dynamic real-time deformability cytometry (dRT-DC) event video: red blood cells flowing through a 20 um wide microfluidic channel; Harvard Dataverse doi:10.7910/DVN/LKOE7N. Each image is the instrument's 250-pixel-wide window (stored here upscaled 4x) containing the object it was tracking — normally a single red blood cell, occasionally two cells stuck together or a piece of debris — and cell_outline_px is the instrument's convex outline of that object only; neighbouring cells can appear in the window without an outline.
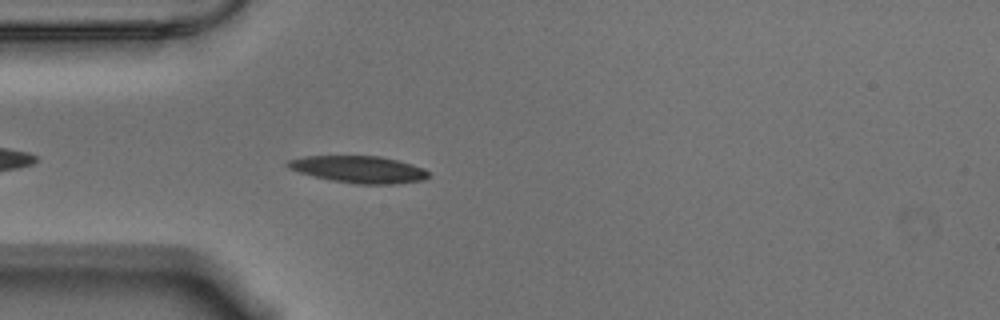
{"species": "Egyptian fruit bat (a non-hibernating species)", "species_latin": "Rousettus aegyptiacus", "temperature_condition": "warm", "stored_images_in_passage": 8, "camera_frame_rate_fps": 3000, "um_per_image_px": 0.085, "animal": {"sex": "male"}, "frame": {"image": 1, "passage_image": 4, "time_ms": 1.0, "image_size_px": [1000, 320], "cell_outline_px": [[432, 176], [424, 180], [396, 184], [356, 184], [332, 180], [300, 172], [288, 168], [284, 164], [288, 160], [304, 156], [380, 156], [412, 164], [424, 168], [432, 172]], "centroid_in_image_um": [30.56, 14.4], "position_along_channel_um": 54.4, "area_um2": 22.25}}
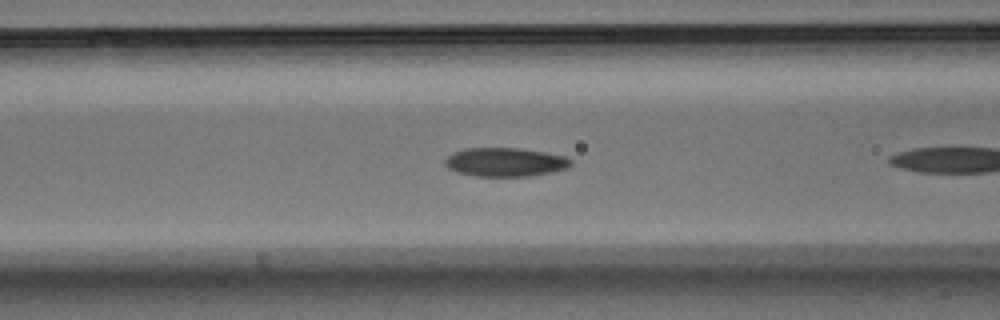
{"frame": {"image": 2, "passage_image": 7, "time_ms": 2.0, "image_size_px": [1000, 320], "cell_outline_px": [[572, 164], [568, 168], [552, 172], [528, 176], [476, 176], [456, 172], [448, 168], [444, 164], [444, 160], [452, 152], [464, 148], [520, 148], [544, 152], [564, 156], [572, 160]], "centroid_in_image_um": [42.92, 13.77], "position_along_channel_um": 123.7, "area_um2": 21.21}}